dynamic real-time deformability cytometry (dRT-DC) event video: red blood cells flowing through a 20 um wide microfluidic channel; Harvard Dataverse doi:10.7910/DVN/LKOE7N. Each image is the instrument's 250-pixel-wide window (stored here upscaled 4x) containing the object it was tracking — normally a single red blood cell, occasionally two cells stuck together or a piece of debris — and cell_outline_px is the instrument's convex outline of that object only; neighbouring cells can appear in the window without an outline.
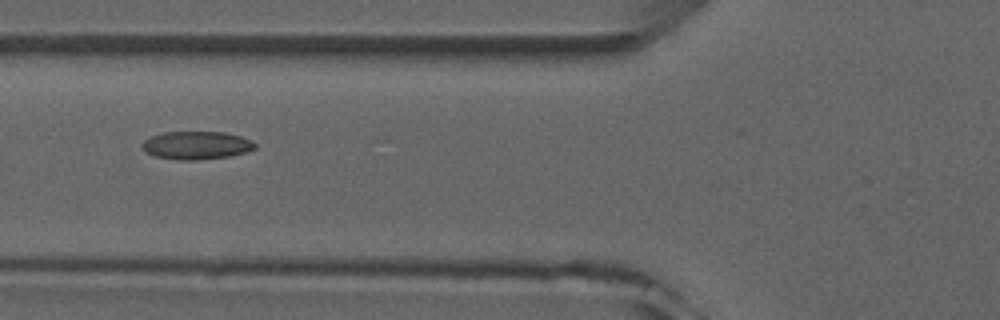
{"species": "common noctule bat (a hibernating species)", "species_latin": "Nyctalus noctula", "temperature_condition": "room temperature", "stored_images_in_passage": 6, "camera_frame_rate_fps": 3000, "um_per_image_px": 0.085, "animal": {"sex": "male", "forearm_length_mm": 52.5}, "frame": {"image": 1, "passage_image": 6, "time_ms": 5.667, "image_size_px": [1000, 320], "cell_outline_px": [[256, 148], [244, 152], [228, 156], [196, 160], [180, 160], [156, 156], [144, 152], [140, 144], [148, 136], [164, 132], [224, 132], [240, 136], [252, 140], [256, 144]], "centroid_in_image_um": [16.65, 12.34], "position_along_channel_um": 109.1, "area_um2": 18.5}}